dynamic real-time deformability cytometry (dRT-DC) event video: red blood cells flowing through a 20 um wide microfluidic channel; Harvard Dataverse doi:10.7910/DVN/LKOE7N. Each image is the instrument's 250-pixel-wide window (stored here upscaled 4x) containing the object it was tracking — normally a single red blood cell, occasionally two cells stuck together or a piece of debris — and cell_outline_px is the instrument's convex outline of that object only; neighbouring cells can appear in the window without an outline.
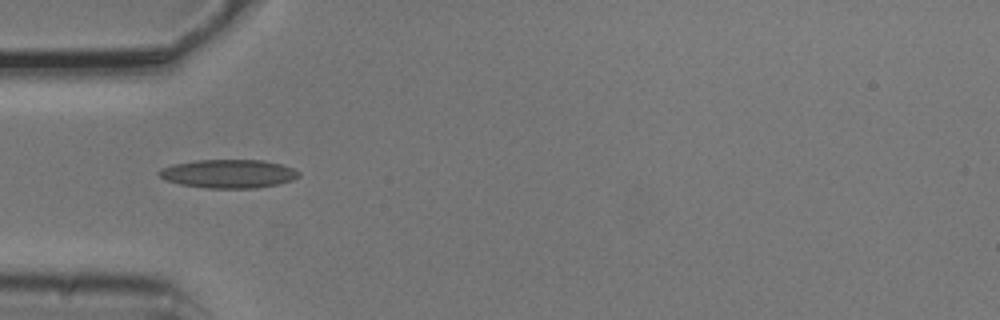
{"species": "common noctule bat (a hibernating species)", "species_latin": "Nyctalus noctula", "temperature_condition": "cold", "stored_images_in_passage": 1, "camera_frame_rate_fps": 3000, "um_per_image_px": 0.085, "animal": {"sex": "male", "body_mass_g": 20.5, "forearm_length_mm": 52.5}, "frame": {"image": 1, "passage_image": 1, "time_ms": 0.0, "image_size_px": [1000, 320], "cell_outline_px": [[300, 176], [292, 180], [276, 184], [256, 188], [208, 188], [180, 184], [164, 180], [156, 172], [160, 168], [172, 164], [196, 160], [264, 160], [280, 164], [292, 168], [300, 172]], "centroid_in_image_um": [19.38, 14.76], "position_along_channel_um": 65.6, "area_um2": 23.29}}